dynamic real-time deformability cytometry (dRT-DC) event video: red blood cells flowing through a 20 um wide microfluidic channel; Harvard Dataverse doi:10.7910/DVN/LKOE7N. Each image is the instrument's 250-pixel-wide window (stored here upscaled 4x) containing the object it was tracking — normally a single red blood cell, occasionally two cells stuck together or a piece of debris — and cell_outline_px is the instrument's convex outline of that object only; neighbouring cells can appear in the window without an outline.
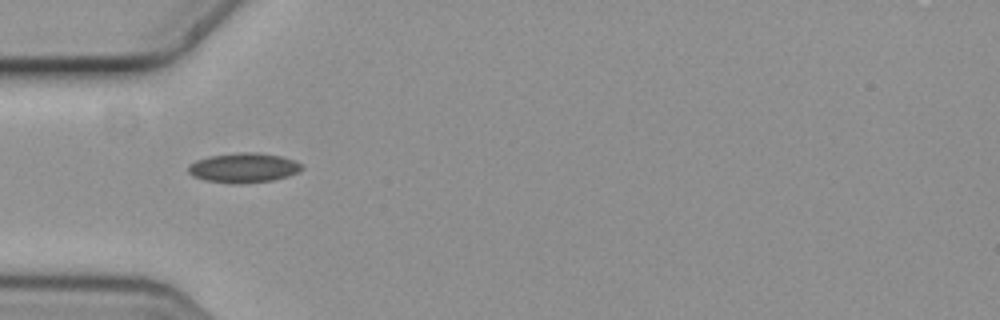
{"species": "common noctule bat (a hibernating species)", "species_latin": "Nyctalus noctula", "temperature_condition": "cold", "stored_images_in_passage": 6, "camera_frame_rate_fps": 3000, "um_per_image_px": 0.085, "animal": {"sex": "female", "body_mass_g": 19.3, "forearm_length_mm": 54.1}, "frame": {"image": 1, "passage_image": 6, "time_ms": 1.667, "image_size_px": [1000, 320], "cell_outline_px": [[304, 168], [288, 176], [272, 180], [236, 184], [204, 180], [192, 176], [188, 172], [188, 168], [196, 160], [208, 156], [236, 152], [256, 152], [280, 156], [296, 160]], "centroid_in_image_um": [20.69, 14.25], "position_along_channel_um": 64.3, "area_um2": 19.59}}